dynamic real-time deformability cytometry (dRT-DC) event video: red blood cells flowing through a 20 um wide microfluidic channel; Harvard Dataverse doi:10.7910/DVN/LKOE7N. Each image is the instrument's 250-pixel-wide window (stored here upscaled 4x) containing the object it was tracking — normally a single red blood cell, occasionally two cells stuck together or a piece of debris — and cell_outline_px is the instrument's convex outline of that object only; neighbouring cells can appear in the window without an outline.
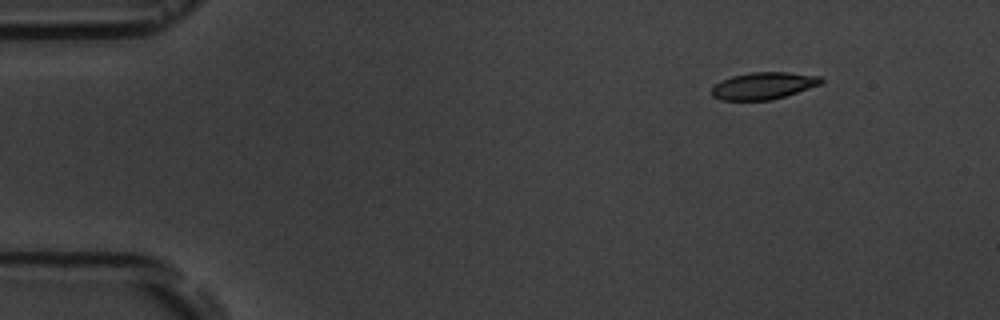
{"species": "common noctule bat (a hibernating species)", "species_latin": "Nyctalus noctula", "temperature_condition": "room temperature", "stored_images_in_passage": 4, "camera_frame_rate_fps": 3000, "um_per_image_px": 0.085, "animal": {"sex": "male", "body_mass_g": 19.5, "forearm_length_mm": 54.6}, "frame": {"image": 1, "passage_image": 1, "time_ms": 0.0, "image_size_px": [1000, 320], "cell_outline_px": [[824, 80], [820, 84], [772, 100], [720, 100], [712, 96], [712, 88], [720, 80], [732, 76], [752, 72], [788, 72], [820, 76]], "centroid_in_image_um": [64.87, 7.28], "position_along_channel_um": 20.1, "area_um2": 17.11}}
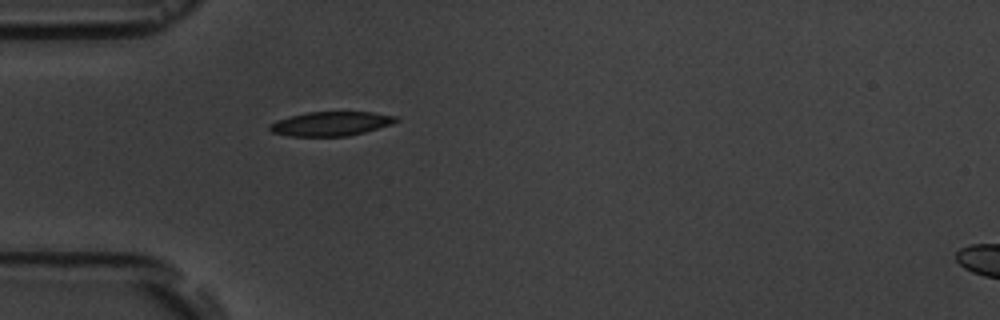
{"frame": {"image": 2, "passage_image": 4, "time_ms": 3.333, "image_size_px": [1000, 320], "cell_outline_px": [[400, 120], [392, 124], [364, 132], [348, 136], [288, 136], [272, 132], [268, 128], [268, 124], [276, 120], [288, 116], [308, 112], [372, 112], [396, 116]], "centroid_in_image_um": [28.1, 10.51], "position_along_channel_um": 56.9, "area_um2": 17.92}}